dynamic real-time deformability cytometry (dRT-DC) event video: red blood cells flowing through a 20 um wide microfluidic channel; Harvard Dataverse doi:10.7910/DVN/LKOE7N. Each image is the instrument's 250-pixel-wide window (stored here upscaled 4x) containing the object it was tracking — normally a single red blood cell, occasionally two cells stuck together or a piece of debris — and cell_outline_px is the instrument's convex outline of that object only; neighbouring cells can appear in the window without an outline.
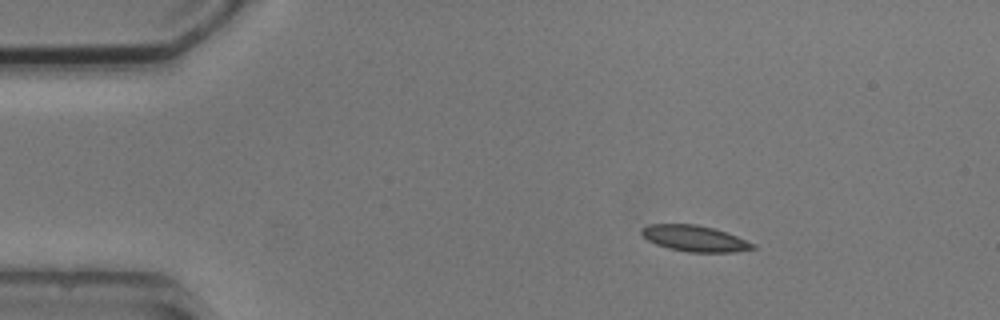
{"species": "common noctule bat (a hibernating species)", "species_latin": "Nyctalus noctula", "temperature_condition": "cold", "stored_images_in_passage": 4, "camera_frame_rate_fps": 3000, "um_per_image_px": 0.085, "animal": {"sex": "male", "body_mass_g": 20.5, "forearm_length_mm": 52.5}, "frame": {"image": 1, "passage_image": 1, "time_ms": 0.0, "image_size_px": [1000, 320], "cell_outline_px": [[756, 248], [736, 252], [688, 252], [668, 248], [656, 244], [640, 236], [640, 228], [648, 224], [696, 224], [712, 228], [736, 236], [756, 244]], "centroid_in_image_um": [59.0, 20.27], "position_along_channel_um": 26.0, "area_um2": 16.94}}